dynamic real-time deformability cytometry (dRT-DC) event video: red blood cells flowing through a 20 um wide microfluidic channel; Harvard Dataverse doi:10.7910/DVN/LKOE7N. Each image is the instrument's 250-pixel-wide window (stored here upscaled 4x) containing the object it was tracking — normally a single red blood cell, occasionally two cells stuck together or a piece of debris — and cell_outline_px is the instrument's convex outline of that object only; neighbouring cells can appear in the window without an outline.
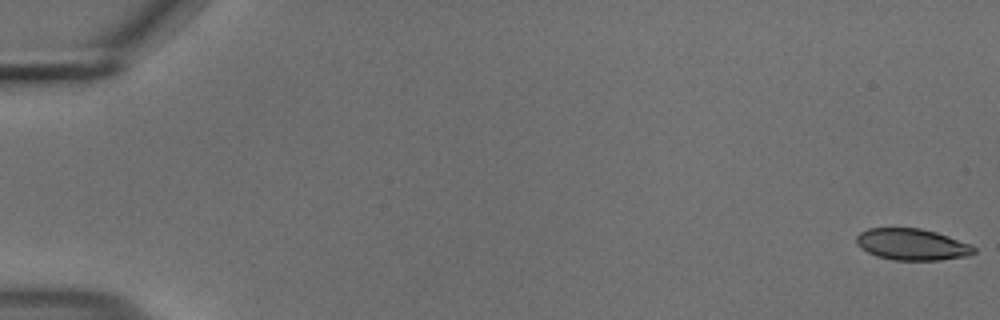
{"species": "common noctule bat (a hibernating species)", "species_latin": "Nyctalus noctula", "temperature_condition": "cold", "stored_images_in_passage": 55, "camera_frame_rate_fps": 3000, "um_per_image_px": 0.085, "animal": {"sex": "male", "body_mass_g": 18.8}, "frame": {"image": 1, "passage_image": 1, "time_ms": 0.0, "image_size_px": [1000, 320], "cell_outline_px": [[976, 252], [968, 256], [940, 260], [896, 260], [876, 256], [860, 248], [856, 244], [856, 236], [860, 232], [868, 228], [920, 228], [936, 232], [972, 244], [976, 248]], "centroid_in_image_um": [77.53, 20.77], "position_along_channel_um": 7.5, "area_um2": 21.73}}
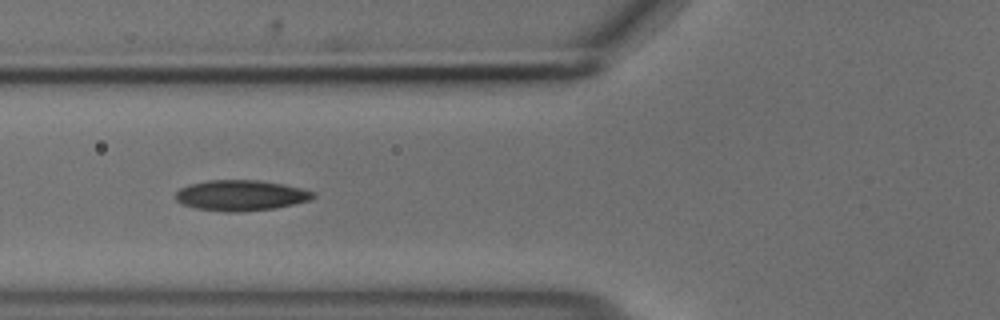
{"frame": {"image": 2, "passage_image": 22, "time_ms": 7.0, "image_size_px": [1000, 320], "cell_outline_px": [[316, 196], [308, 200], [276, 208], [240, 212], [224, 212], [196, 208], [184, 204], [176, 200], [176, 192], [180, 188], [188, 184], [208, 180], [260, 180], [284, 184], [316, 192]], "centroid_in_image_um": [20.47, 16.6], "position_along_channel_um": 105.3, "area_um2": 24.57}}
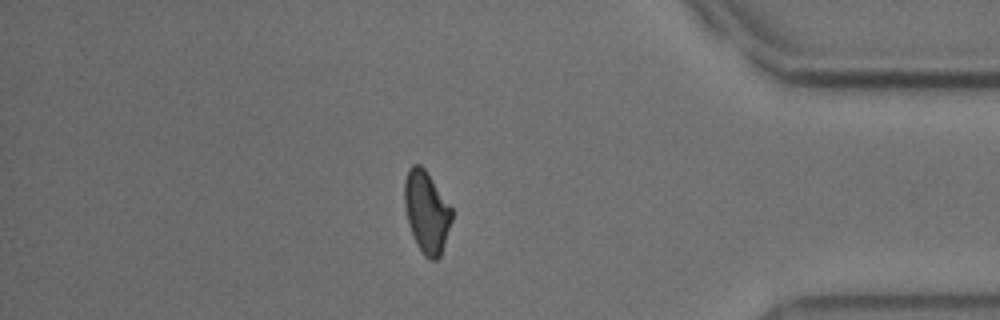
{"frame": {"image": 3, "passage_image": 48, "time_ms": 15.667, "image_size_px": [1000, 320], "cell_outline_px": [[452, 220], [440, 256], [436, 260], [428, 260], [424, 256], [416, 244], [408, 224], [404, 204], [404, 180], [408, 168], [412, 164], [420, 164], [424, 168], [452, 208]], "centroid_in_image_um": [36.24, 18.02], "position_along_channel_um": 399.0, "area_um2": 22.6}, "authors_computed_cell_mechanics": {"area_um2": 23.0622, "velocity_mm_per_s": 3.7045, "shape_relaxation_time_tau1_ms": 4.3836, "shape_relaxation_time_tau2_ms": 5.1642, "deformation_change_tau1": 0.1323, "deformation_change_tau2": 0.0992}}